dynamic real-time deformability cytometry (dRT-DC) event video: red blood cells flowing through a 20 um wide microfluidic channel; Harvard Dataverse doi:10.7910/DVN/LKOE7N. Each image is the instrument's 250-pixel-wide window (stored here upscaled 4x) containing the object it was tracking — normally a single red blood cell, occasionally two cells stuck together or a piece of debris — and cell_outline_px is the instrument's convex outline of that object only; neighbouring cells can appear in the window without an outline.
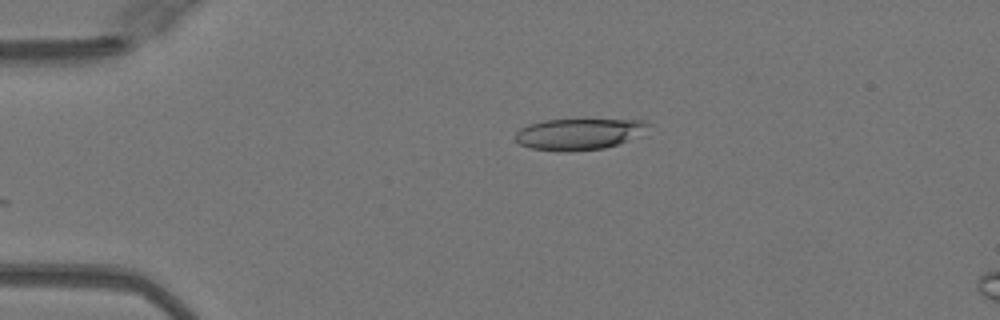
{"species": "Egyptian fruit bat (a non-hibernating species)", "species_latin": "Rousettus aegyptiacus", "temperature_condition": "warm", "stored_images_in_passage": 32, "camera_frame_rate_fps": 3000, "um_per_image_px": 0.085, "animal": {"sex": "female"}, "frame": {"image": 1, "passage_image": 1, "time_ms": 0.0, "image_size_px": [1000, 320], "cell_outline_px": [[652, 124], [624, 140], [616, 144], [604, 148], [568, 152], [528, 148], [520, 144], [516, 140], [516, 132], [520, 128], [528, 124], [540, 120], [644, 120]], "centroid_in_image_um": [49.07, 11.39], "position_along_channel_um": 35.9, "area_um2": 23.64}}
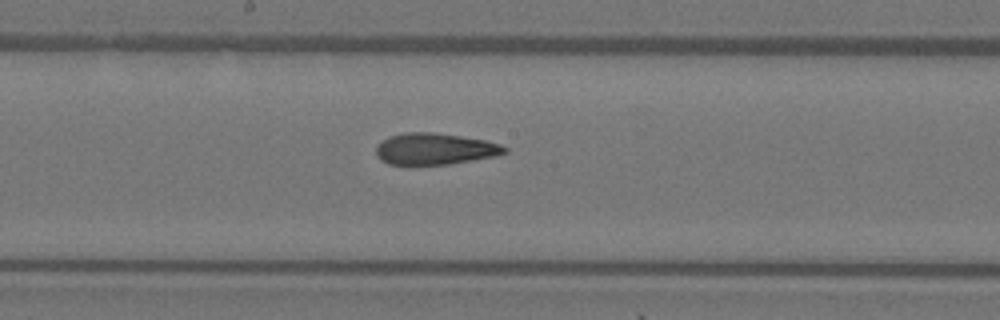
{"frame": {"image": 2, "passage_image": 17, "time_ms": 5.333, "image_size_px": [1000, 320], "cell_outline_px": [[508, 152], [496, 156], [448, 164], [388, 164], [380, 160], [376, 156], [376, 144], [388, 136], [404, 132], [432, 132], [460, 136], [484, 140], [500, 144], [508, 148]], "centroid_in_image_um": [36.93, 12.65], "position_along_channel_um": 211.3, "area_um2": 23.64}}
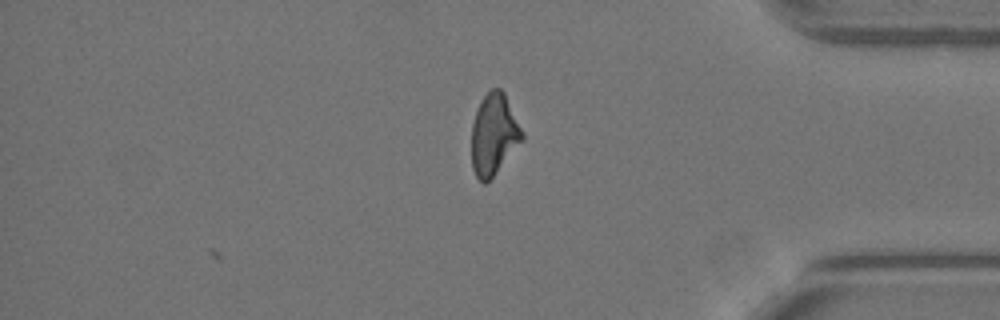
{"frame": {"image": 3, "passage_image": 32, "time_ms": 10.333, "image_size_px": [1000, 320], "cell_outline_px": [[524, 140], [492, 176], [484, 184], [476, 176], [472, 168], [472, 124], [480, 100], [492, 88], [500, 88], [504, 92], [524, 136]], "centroid_in_image_um": [41.97, 11.42], "position_along_channel_um": 393.2, "area_um2": 23.52}, "authors_computed_cell_mechanics": {"area_um2": 23.9292, "velocity_mm_per_s": 4.0986, "shape_relaxation_time_tau1_ms": null, "shape_relaxation_time_tau2_ms": 2.4227, "deformation_change_tau1": null, "deformation_change_tau2": 0.1008}}